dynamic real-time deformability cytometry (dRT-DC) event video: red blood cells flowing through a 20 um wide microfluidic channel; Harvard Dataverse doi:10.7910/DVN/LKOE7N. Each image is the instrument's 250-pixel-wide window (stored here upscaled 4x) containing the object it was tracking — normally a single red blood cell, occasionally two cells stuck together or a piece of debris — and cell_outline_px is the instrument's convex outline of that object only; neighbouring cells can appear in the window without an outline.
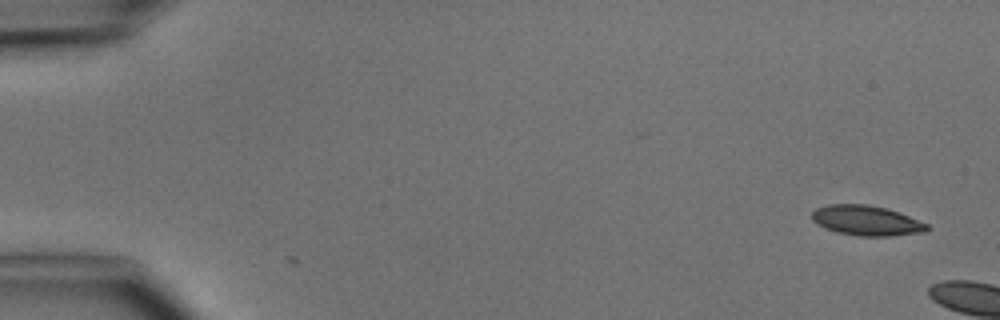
{"species": "common noctule bat (a hibernating species)", "species_latin": "Nyctalus noctula", "temperature_condition": "cold", "stored_images_in_passage": 5, "camera_frame_rate_fps": 3000, "um_per_image_px": 0.085, "animal": {"sex": "male", "body_mass_g": 15.6}, "frame": {"image": 1, "passage_image": 1, "time_ms": 0.0, "image_size_px": [1000, 320], "cell_outline_px": [[928, 232], [888, 236], [856, 236], [836, 232], [824, 228], [816, 224], [812, 220], [812, 212], [816, 208], [828, 204], [868, 204], [888, 208], [900, 212], [928, 224]], "centroid_in_image_um": [73.65, 18.74], "position_along_channel_um": 11.4, "area_um2": 20.46}}
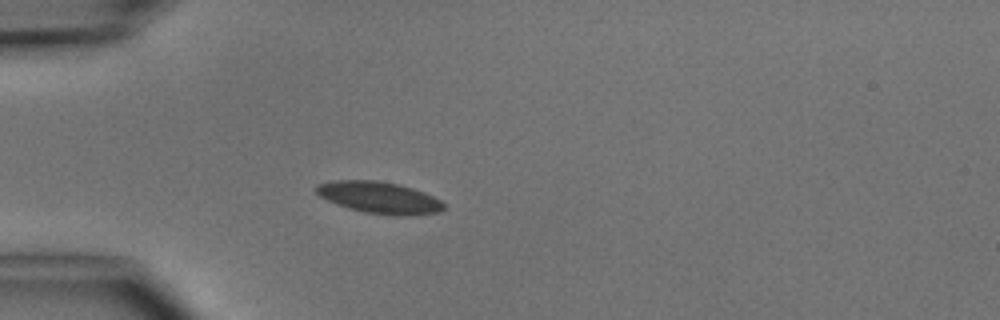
{"frame": {"image": 2, "passage_image": 5, "time_ms": 5.667, "image_size_px": [1000, 320], "cell_outline_px": [[444, 208], [440, 212], [412, 216], [396, 216], [364, 212], [348, 208], [336, 204], [320, 196], [316, 192], [316, 184], [332, 180], [376, 180], [396, 184], [412, 188], [424, 192], [440, 200], [444, 204]], "centroid_in_image_um": [32.24, 16.8], "position_along_channel_um": 52.8, "area_um2": 23.64}}